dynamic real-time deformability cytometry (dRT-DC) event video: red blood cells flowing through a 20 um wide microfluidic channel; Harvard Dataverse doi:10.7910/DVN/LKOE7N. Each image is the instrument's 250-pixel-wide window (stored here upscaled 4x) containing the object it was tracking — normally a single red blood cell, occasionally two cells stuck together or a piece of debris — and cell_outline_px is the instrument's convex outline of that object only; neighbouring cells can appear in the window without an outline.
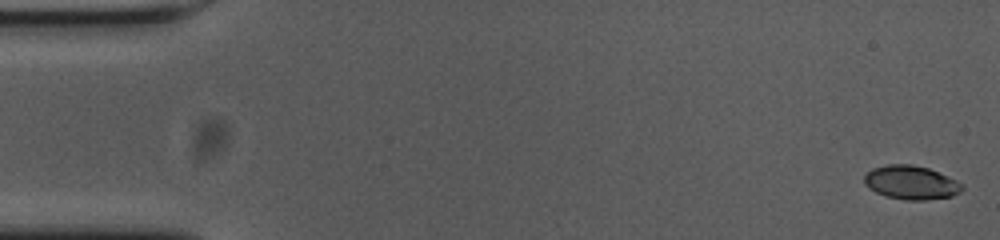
{"species": "common noctule bat (a hibernating species)", "species_latin": "Nyctalus noctula", "temperature_condition": "cold", "stored_images_in_passage": 55, "camera_frame_rate_fps": 3000, "um_per_image_px": 0.085, "animal": {"sex": "female", "body_mass_g": 23.0, "forearm_length_mm": 53.4}, "frame": {"image": 1, "passage_image": 1, "time_ms": 0.0, "image_size_px": [1000, 240], "cell_outline_px": [[964, 188], [960, 192], [952, 196], [924, 200], [904, 200], [888, 196], [876, 192], [868, 188], [864, 184], [864, 176], [872, 168], [888, 164], [912, 164], [928, 168], [948, 176], [964, 184]], "centroid_in_image_um": [77.45, 15.51], "position_along_channel_um": 7.6, "area_um2": 19.31}}
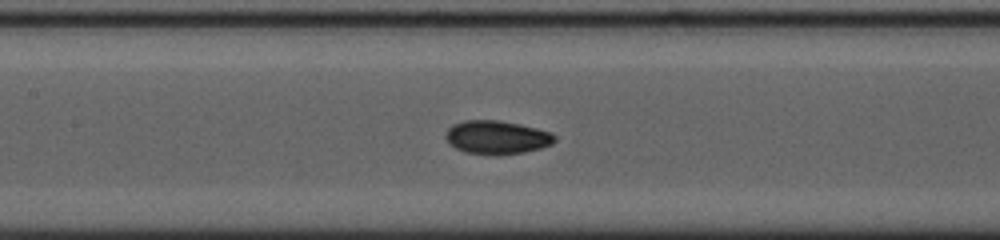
{"frame": {"image": 2, "passage_image": 25, "time_ms": 8.0, "image_size_px": [1000, 240], "cell_outline_px": [[556, 140], [552, 144], [540, 148], [524, 152], [500, 156], [496, 156], [464, 152], [448, 144], [444, 136], [444, 132], [452, 124], [464, 120], [500, 120], [520, 124], [552, 132], [556, 136]], "centroid_in_image_um": [42.2, 11.68], "position_along_channel_um": 165.2, "area_um2": 21.79}}
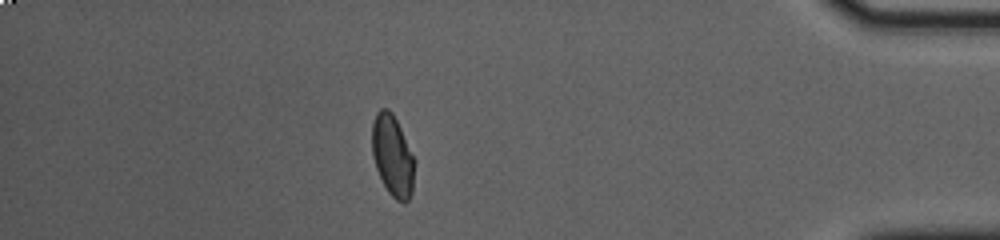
{"frame": {"image": 3, "passage_image": 48, "time_ms": 15.667, "image_size_px": [1000, 240], "cell_outline_px": [[416, 160], [412, 192], [408, 200], [404, 204], [396, 200], [388, 192], [376, 168], [372, 156], [372, 124], [376, 112], [380, 108], [388, 108], [392, 112]], "centroid_in_image_um": [33.38, 13.24], "position_along_channel_um": 401.8, "area_um2": 20.29}, "authors_computed_cell_mechanics": {"area_um2": 20.2878, "velocity_mm_per_s": 3.6872, "shape_relaxation_time_tau1_ms": 3.9603, "shape_relaxation_time_tau2_ms": 1.2256, "deformation_change_tau1": 0.1349, "deformation_change_tau2": 0.0373}}